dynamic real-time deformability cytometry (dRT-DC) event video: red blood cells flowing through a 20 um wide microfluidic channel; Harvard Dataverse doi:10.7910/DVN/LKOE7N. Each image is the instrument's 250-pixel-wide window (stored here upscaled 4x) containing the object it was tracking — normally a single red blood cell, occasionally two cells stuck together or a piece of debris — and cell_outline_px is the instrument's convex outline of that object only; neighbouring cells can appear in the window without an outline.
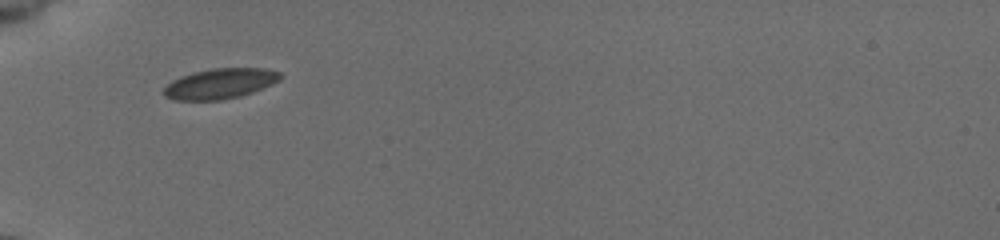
{"species": "common noctule bat (a hibernating species)", "species_latin": "Nyctalus noctula", "temperature_condition": "cold", "stored_images_in_passage": 36, "camera_frame_rate_fps": 3000, "um_per_image_px": 0.085, "animal": {"sex": "female", "body_mass_g": 19.5, "forearm_length_mm": 54.1}, "frame": {"image": 1, "passage_image": 1, "time_ms": 0.0, "image_size_px": [1000, 240], "cell_outline_px": [[284, 76], [280, 80], [272, 84], [252, 92], [240, 96], [220, 100], [172, 100], [164, 96], [164, 88], [172, 80], [180, 76], [192, 72], [212, 68], [264, 68], [280, 72]], "centroid_in_image_um": [18.71, 7.1], "position_along_channel_um": 66.3, "area_um2": 20.69}}
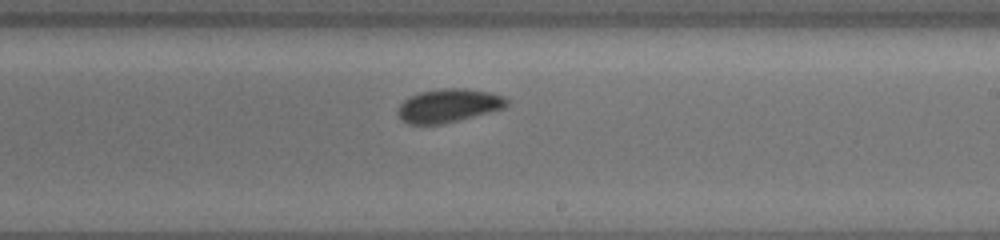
{"frame": {"image": 2, "passage_image": 16, "time_ms": 5.0, "image_size_px": [1000, 240], "cell_outline_px": [[508, 104], [504, 108], [444, 124], [408, 124], [400, 120], [396, 112], [396, 108], [404, 100], [420, 92], [444, 88], [468, 88], [492, 92], [504, 96], [508, 100]], "centroid_in_image_um": [38.12, 8.97], "position_along_channel_um": 250.9, "area_um2": 21.44}}
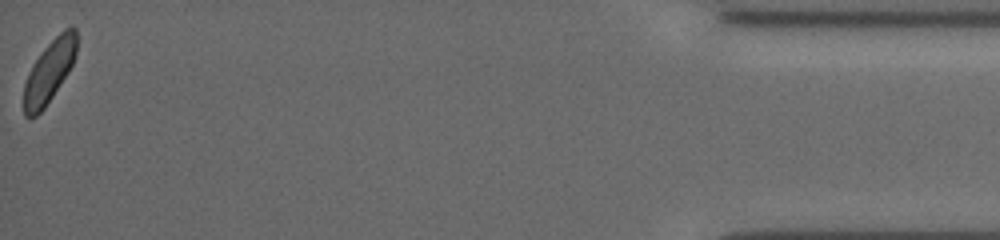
{"frame": {"image": 3, "passage_image": 36, "time_ms": 11.667, "image_size_px": [1000, 240], "cell_outline_px": [[76, 56], [68, 72], [44, 108], [36, 116], [24, 116], [24, 84], [28, 72], [32, 64], [44, 48], [64, 28], [72, 24], [76, 28]], "centroid_in_image_um": [4.19, 6.03], "position_along_channel_um": 431.0, "area_um2": 19.02}, "authors_computed_cell_mechanics": {"area_um2": 20.4901, "velocity_mm_per_s": 3.8478, "shape_relaxation_time_tau1_ms": 1.5439, "shape_relaxation_time_tau2_ms": null, "deformation_change_tau1": 0.0554, "deformation_change_tau2": null}}